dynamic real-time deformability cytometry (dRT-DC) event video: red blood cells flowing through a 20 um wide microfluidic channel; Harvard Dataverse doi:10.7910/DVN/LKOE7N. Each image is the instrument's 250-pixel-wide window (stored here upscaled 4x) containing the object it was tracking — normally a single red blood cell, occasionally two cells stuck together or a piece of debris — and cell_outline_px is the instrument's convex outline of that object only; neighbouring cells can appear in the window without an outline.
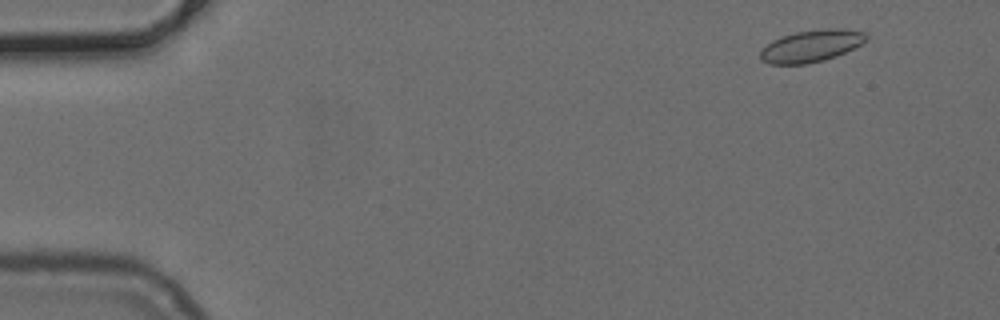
{"species": "common noctule bat (a hibernating species)", "species_latin": "Nyctalus noctula", "temperature_condition": "cold", "stored_images_in_passage": 49, "camera_frame_rate_fps": 3000, "um_per_image_px": 0.085, "animal": {"sex": "female", "body_mass_g": 24.6, "forearm_length_mm": 56.2}, "frame": {"image": 1, "passage_image": 2, "time_ms": 0.333, "image_size_px": [1000, 320], "cell_outline_px": [[868, 40], [836, 56], [824, 60], [808, 64], [768, 64], [760, 60], [760, 52], [772, 40], [796, 32], [824, 28], [844, 28], [864, 32], [868, 36]], "centroid_in_image_um": [68.97, 3.9], "position_along_channel_um": 16.0, "area_um2": 19.71}}
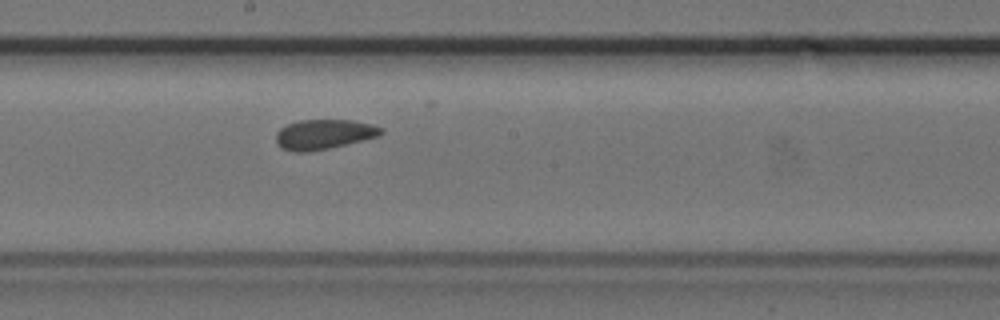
{"frame": {"image": 2, "passage_image": 26, "time_ms": 8.333, "image_size_px": [1000, 320], "cell_outline_px": [[384, 132], [380, 136], [328, 148], [308, 152], [292, 152], [280, 148], [276, 144], [276, 132], [280, 128], [288, 124], [300, 120], [352, 120], [372, 124], [384, 128]], "centroid_in_image_um": [27.52, 11.42], "position_along_channel_um": 220.7, "area_um2": 18.44}}
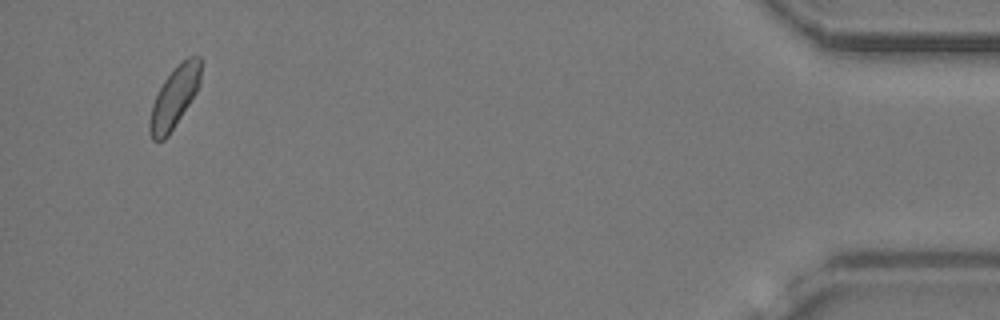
{"frame": {"image": 3, "passage_image": 47, "time_ms": 15.333, "image_size_px": [1000, 320], "cell_outline_px": [[200, 84], [196, 92], [168, 136], [164, 140], [152, 140], [148, 132], [148, 120], [152, 104], [156, 92], [164, 80], [188, 56], [200, 56]], "centroid_in_image_um": [14.77, 8.32], "position_along_channel_um": 420.4, "area_um2": 17.98}}